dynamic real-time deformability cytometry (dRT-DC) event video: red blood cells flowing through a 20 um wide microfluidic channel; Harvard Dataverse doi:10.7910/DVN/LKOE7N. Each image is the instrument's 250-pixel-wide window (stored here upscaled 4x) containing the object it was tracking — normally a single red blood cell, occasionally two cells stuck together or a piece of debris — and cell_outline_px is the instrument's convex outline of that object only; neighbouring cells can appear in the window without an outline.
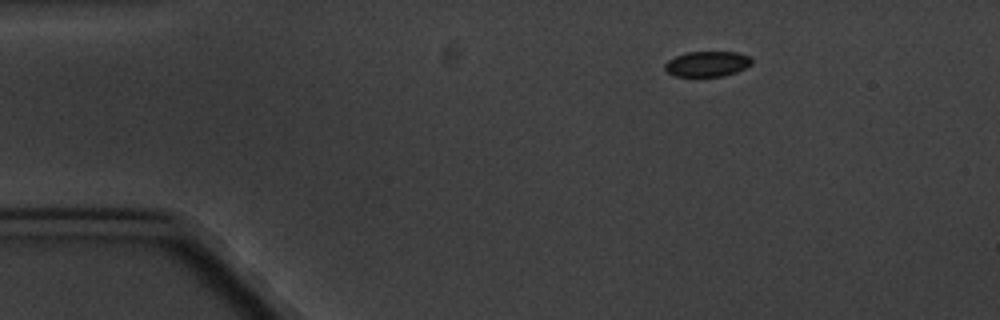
{"species": "common noctule bat (a hibernating species)", "species_latin": "Nyctalus noctula", "temperature_condition": "cold", "stored_images_in_passage": 4, "camera_frame_rate_fps": 3000, "um_per_image_px": 0.085, "animal": {"sex": "male", "body_mass_g": 20.1, "forearm_length_mm": 53.5}, "frame": {"image": 1, "passage_image": 1, "time_ms": 0.0, "image_size_px": [1000, 320], "cell_outline_px": [[752, 64], [736, 72], [724, 76], [676, 76], [668, 72], [664, 68], [664, 64], [668, 60], [676, 56], [688, 52], [736, 52], [752, 56]], "centroid_in_image_um": [60.14, 5.42], "position_along_channel_um": 24.9, "area_um2": 12.83}}
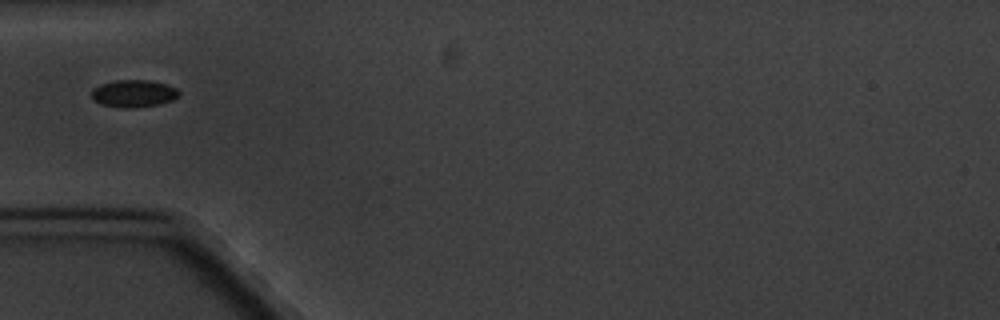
{"frame": {"image": 2, "passage_image": 4, "time_ms": 3.333, "image_size_px": [1000, 320], "cell_outline_px": [[180, 96], [172, 100], [160, 104], [136, 108], [124, 108], [100, 104], [92, 100], [92, 88], [100, 84], [116, 80], [148, 80], [168, 84], [176, 88], [180, 92]], "centroid_in_image_um": [11.37, 7.95], "position_along_channel_um": 73.6, "area_um2": 14.16}}